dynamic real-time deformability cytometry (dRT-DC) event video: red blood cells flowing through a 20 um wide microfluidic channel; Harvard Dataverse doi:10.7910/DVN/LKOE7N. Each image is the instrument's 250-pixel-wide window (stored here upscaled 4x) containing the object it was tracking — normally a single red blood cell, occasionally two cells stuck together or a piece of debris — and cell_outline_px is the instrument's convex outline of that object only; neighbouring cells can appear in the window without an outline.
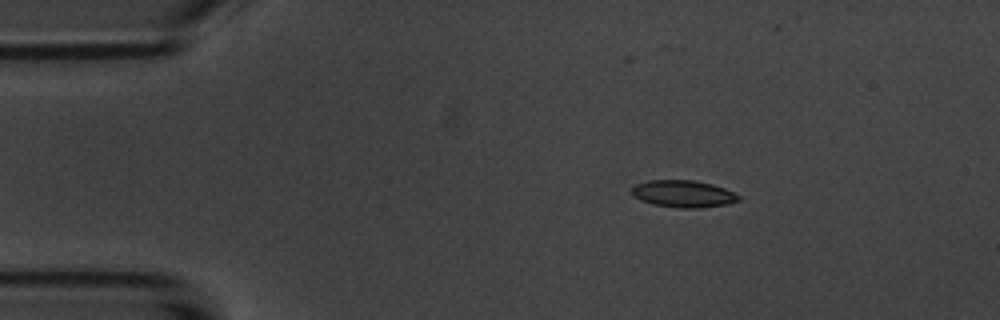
{"species": "common noctule bat (a hibernating species)", "species_latin": "Nyctalus noctula", "temperature_condition": "room temperature", "stored_images_in_passage": 3, "camera_frame_rate_fps": 3000, "um_per_image_px": 0.085, "animal": {"sex": "male", "body_mass_g": 20.1, "forearm_length_mm": 53.5}, "frame": {"image": 1, "passage_image": 1, "time_ms": 0.0, "image_size_px": [1000, 320], "cell_outline_px": [[740, 200], [728, 204], [700, 208], [680, 208], [652, 204], [640, 200], [632, 196], [632, 188], [636, 184], [648, 180], [696, 180], [712, 184], [724, 188], [740, 196]], "centroid_in_image_um": [58.07, 16.47], "position_along_channel_um": 26.9, "area_um2": 16.94}}
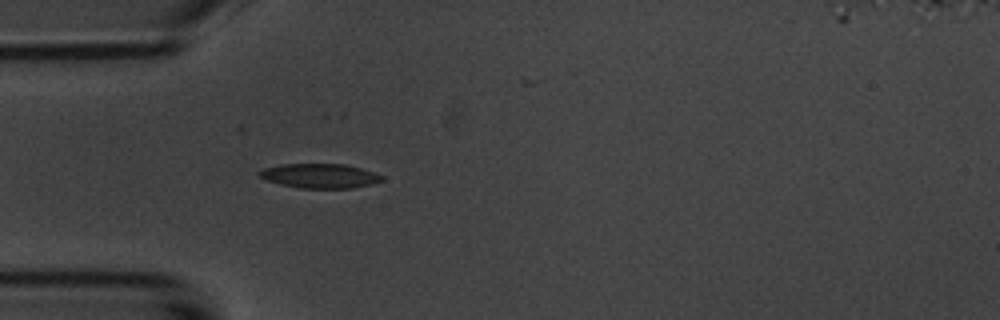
{"frame": {"image": 2, "passage_image": 3, "time_ms": 2.333, "image_size_px": [1000, 320], "cell_outline_px": [[384, 180], [372, 184], [352, 188], [300, 188], [280, 184], [268, 180], [260, 176], [256, 172], [264, 168], [280, 164], [344, 164], [376, 172], [384, 176]], "centroid_in_image_um": [27.22, 14.94], "position_along_channel_um": 57.8, "area_um2": 17.51}}